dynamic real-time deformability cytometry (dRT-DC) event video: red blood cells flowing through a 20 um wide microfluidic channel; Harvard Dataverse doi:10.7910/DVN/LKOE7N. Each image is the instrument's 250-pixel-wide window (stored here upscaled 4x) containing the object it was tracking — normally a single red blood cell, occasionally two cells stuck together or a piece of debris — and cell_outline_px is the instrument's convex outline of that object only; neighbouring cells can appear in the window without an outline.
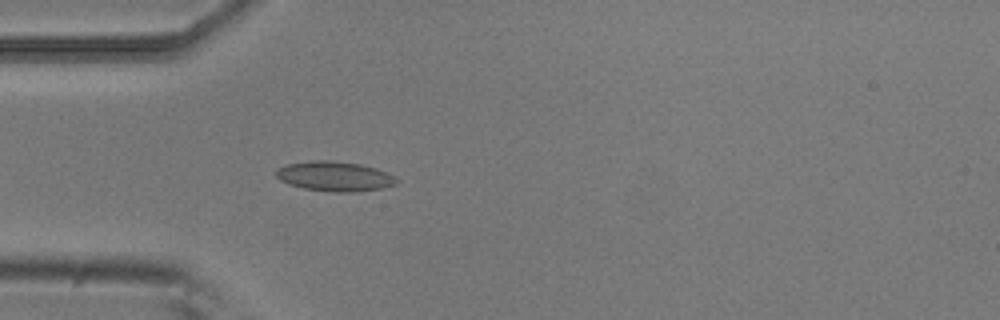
{"species": "common noctule bat (a hibernating species)", "species_latin": "Nyctalus noctula", "temperature_condition": "room temperature", "stored_images_in_passage": 4, "camera_frame_rate_fps": 3000, "um_per_image_px": 0.085, "animal": {"sex": "male", "body_mass_g": 20.5, "forearm_length_mm": 52.5}, "frame": {"image": 1, "passage_image": 4, "time_ms": 1.0, "image_size_px": [1000, 320], "cell_outline_px": [[396, 184], [380, 188], [352, 192], [336, 192], [304, 188], [288, 184], [280, 180], [276, 176], [276, 172], [284, 164], [312, 160], [332, 160], [360, 164], [376, 168], [396, 176]], "centroid_in_image_um": [28.43, 14.97], "position_along_channel_um": 56.6, "area_um2": 20.81}}